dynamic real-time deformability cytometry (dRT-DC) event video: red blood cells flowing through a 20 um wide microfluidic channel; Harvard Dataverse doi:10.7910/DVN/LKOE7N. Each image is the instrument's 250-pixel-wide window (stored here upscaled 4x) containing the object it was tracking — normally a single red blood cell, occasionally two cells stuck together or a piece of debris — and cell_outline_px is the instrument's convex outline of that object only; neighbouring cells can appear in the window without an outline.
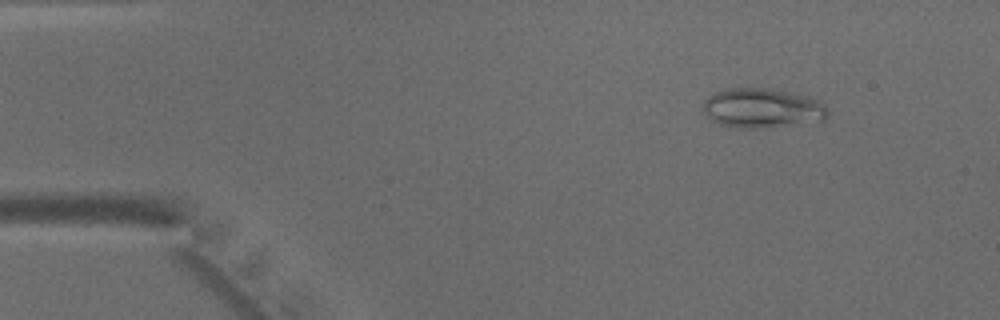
{"species": "common noctule bat (a hibernating species)", "species_latin": "Nyctalus noctula", "temperature_condition": "warm", "stored_images_in_passage": 46, "camera_frame_rate_fps": 3000, "um_per_image_px": 0.085, "animal": {"sex": "male", "body_mass_g": 15.6}, "frame": {"image": 1, "passage_image": 6, "time_ms": 1.667, "image_size_px": [1000, 320], "cell_outline_px": [[828, 116], [824, 120], [760, 128], [736, 128], [720, 124], [708, 120], [704, 112], [704, 100], [708, 96], [716, 92], [728, 88], [764, 88], [808, 96], [824, 104], [828, 112]], "centroid_in_image_um": [64.74, 9.2], "position_along_channel_um": 20.3, "area_um2": 28.55}}
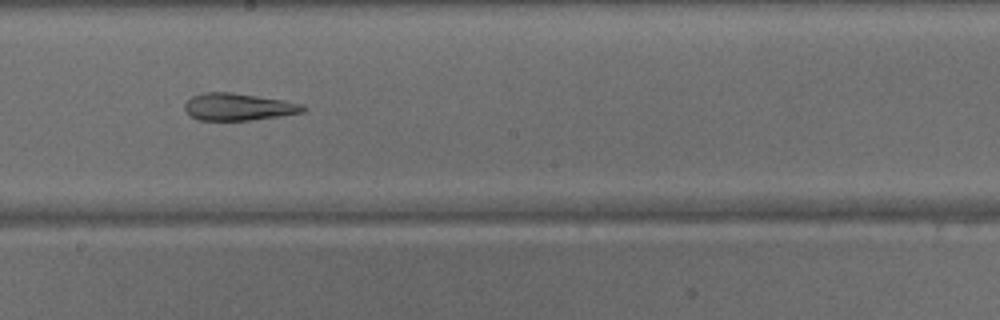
{"frame": {"image": 2, "passage_image": 26, "time_ms": 8.333, "image_size_px": [1000, 320], "cell_outline_px": [[308, 108], [304, 112], [252, 120], [196, 120], [188, 116], [184, 108], [184, 104], [192, 96], [204, 92], [232, 92], [304, 104]], "centroid_in_image_um": [20.22, 9.09], "position_along_channel_um": 228.0, "area_um2": 18.79}}
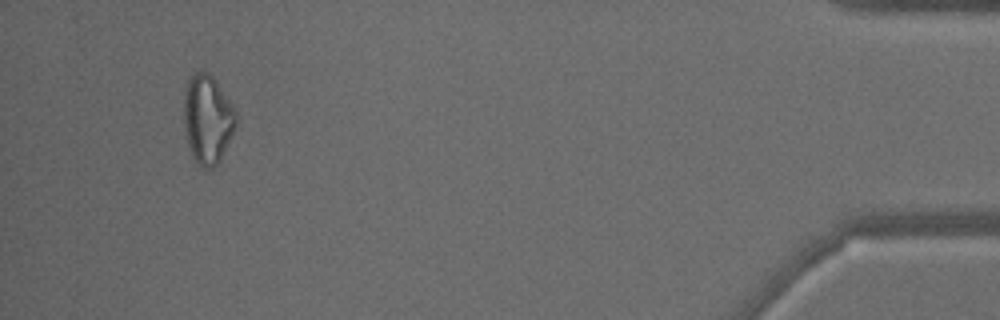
{"frame": {"image": 3, "passage_image": 44, "time_ms": 14.333, "image_size_px": [1000, 320], "cell_outline_px": [[240, 120], [220, 160], [212, 168], [200, 168], [192, 156], [188, 144], [184, 124], [184, 100], [188, 76], [196, 72], [208, 72], [216, 80], [232, 104]], "centroid_in_image_um": [17.67, 10.13], "position_along_channel_um": 417.5, "area_um2": 27.28}}